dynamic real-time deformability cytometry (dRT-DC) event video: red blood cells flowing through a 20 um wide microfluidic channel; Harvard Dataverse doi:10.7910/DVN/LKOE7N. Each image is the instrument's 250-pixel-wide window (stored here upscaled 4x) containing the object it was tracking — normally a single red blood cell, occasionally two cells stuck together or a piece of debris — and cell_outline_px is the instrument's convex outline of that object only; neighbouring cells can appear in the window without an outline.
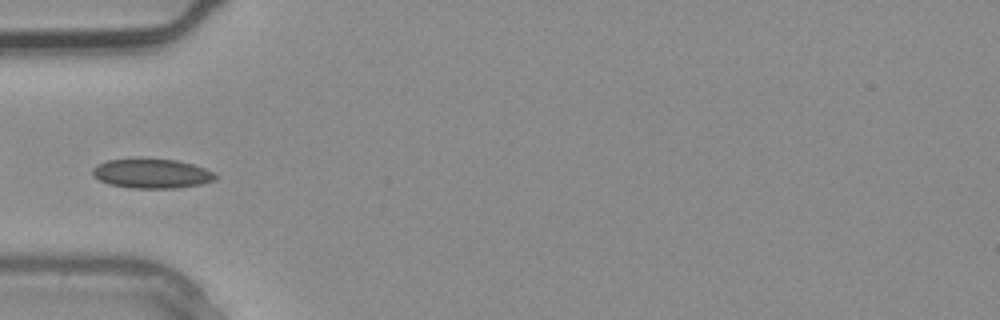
{"species": "common noctule bat (a hibernating species)", "species_latin": "Nyctalus noctula", "temperature_condition": "warm", "stored_images_in_passage": 3, "camera_frame_rate_fps": 3000, "um_per_image_px": 0.085, "animal": {"sex": "male", "body_mass_g": 20.4}, "frame": {"image": 1, "passage_image": 3, "time_ms": 0.667, "image_size_px": [1000, 320], "cell_outline_px": [[216, 180], [200, 184], [176, 188], [132, 188], [108, 184], [100, 180], [92, 172], [92, 168], [108, 160], [140, 156], [176, 160], [192, 164], [216, 172]], "centroid_in_image_um": [12.91, 14.72], "position_along_channel_um": 72.1, "area_um2": 21.56}}